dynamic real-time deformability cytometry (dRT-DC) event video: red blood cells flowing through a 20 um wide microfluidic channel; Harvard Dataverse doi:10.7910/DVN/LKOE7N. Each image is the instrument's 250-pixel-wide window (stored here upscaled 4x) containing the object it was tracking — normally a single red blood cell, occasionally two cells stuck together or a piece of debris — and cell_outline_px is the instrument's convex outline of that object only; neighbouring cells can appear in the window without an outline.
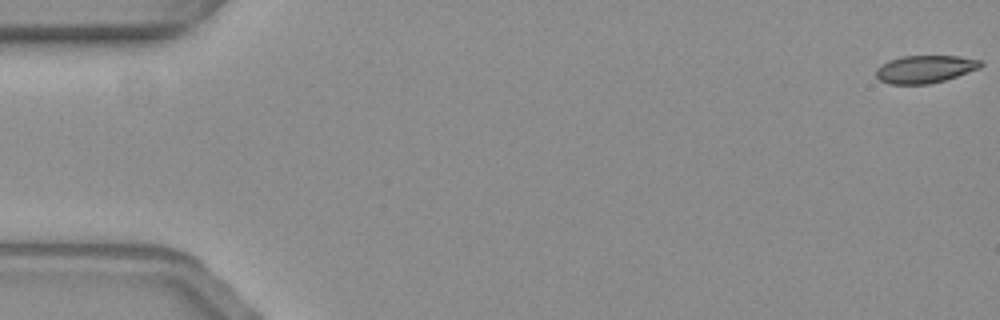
{"species": "common noctule bat (a hibernating species)", "species_latin": "Nyctalus noctula", "temperature_condition": "warm", "stored_images_in_passage": 58, "camera_frame_rate_fps": 3000, "um_per_image_px": 0.085, "animal": {"sex": "female", "body_mass_g": 19.3, "forearm_length_mm": 54.1}, "frame": {"image": 1, "passage_image": 1, "time_ms": 0.0, "image_size_px": [1000, 320], "cell_outline_px": [[984, 64], [980, 68], [944, 80], [928, 84], [888, 84], [880, 80], [876, 76], [876, 68], [880, 64], [888, 60], [900, 56], [960, 56], [980, 60]], "centroid_in_image_um": [78.59, 5.87], "position_along_channel_um": 6.4, "area_um2": 16.94}}
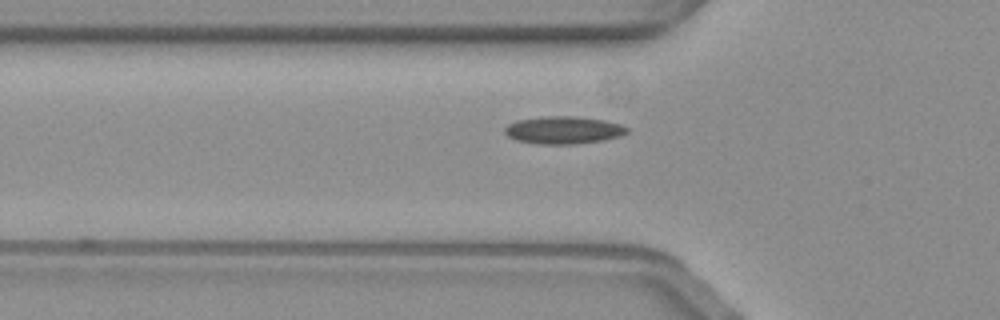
{"frame": {"image": 2, "passage_image": 20, "time_ms": 6.333, "image_size_px": [1000, 320], "cell_outline_px": [[628, 132], [620, 136], [604, 140], [572, 144], [540, 144], [516, 140], [508, 136], [504, 132], [504, 128], [508, 124], [516, 120], [544, 116], [576, 116], [604, 120], [620, 124], [628, 128]], "centroid_in_image_um": [47.88, 11.05], "position_along_channel_um": 77.9, "area_um2": 19.65}}
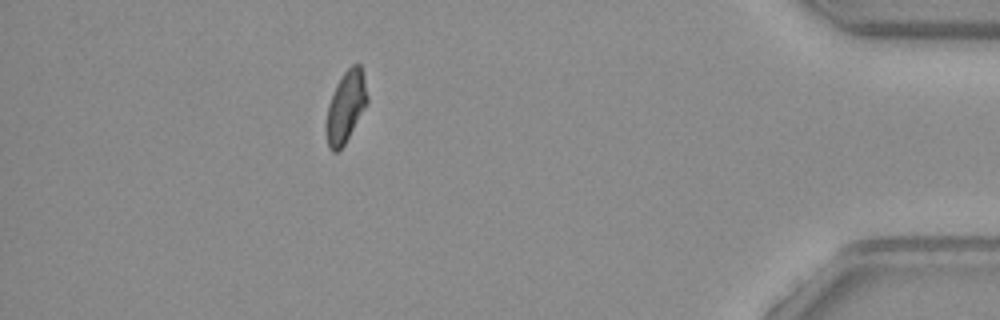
{"frame": {"image": 3, "passage_image": 52, "time_ms": 17.0, "image_size_px": [1000, 320], "cell_outline_px": [[368, 100], [364, 108], [344, 144], [336, 152], [332, 152], [328, 148], [328, 104], [336, 84], [340, 76], [352, 64], [360, 64], [368, 96]], "centroid_in_image_um": [29.4, 9.02], "position_along_channel_um": 405.8, "area_um2": 16.36}, "authors_computed_cell_mechanics": {"area_um2": 17.8024, "velocity_mm_per_s": 3.5692, "shape_relaxation_time_tau1_ms": null, "shape_relaxation_time_tau2_ms": 5.9233, "deformation_change_tau1": null, "deformation_change_tau2": 0.1219}}